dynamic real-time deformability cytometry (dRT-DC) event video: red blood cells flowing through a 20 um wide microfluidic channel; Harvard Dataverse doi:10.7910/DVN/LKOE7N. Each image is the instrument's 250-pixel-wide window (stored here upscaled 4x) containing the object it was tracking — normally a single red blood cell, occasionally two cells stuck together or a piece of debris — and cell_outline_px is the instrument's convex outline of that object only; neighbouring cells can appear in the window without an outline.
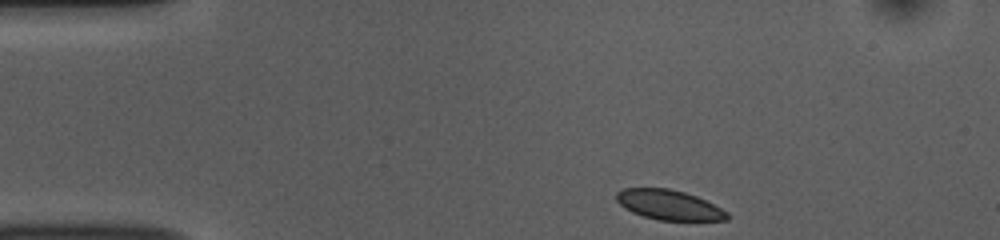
{"species": "common noctule bat (a hibernating species)", "species_latin": "Nyctalus noctula", "temperature_condition": "room temperature", "stored_images_in_passage": 45, "camera_frame_rate_fps": 3000, "um_per_image_px": 0.085, "animal": {"sex": "female", "body_mass_g": 10.0, "forearm_length_mm": 53.1}, "frame": {"image": 1, "passage_image": 1, "time_ms": 0.0, "image_size_px": [1000, 240], "cell_outline_px": [[732, 216], [728, 220], [660, 220], [644, 216], [632, 212], [624, 208], [616, 200], [616, 192], [624, 188], [668, 188], [684, 192], [696, 196], [728, 212]], "centroid_in_image_um": [56.86, 17.41], "position_along_channel_um": 28.1, "area_um2": 19.19}}
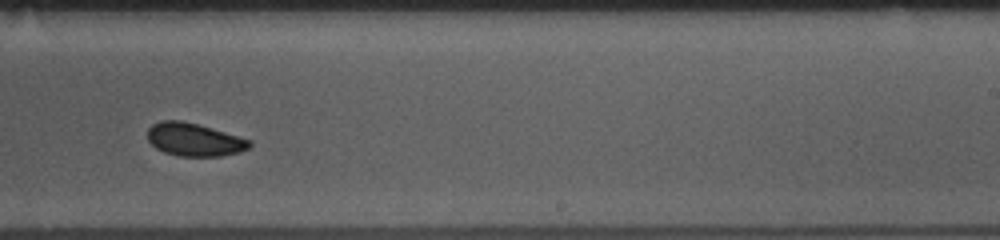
{"frame": {"image": 2, "passage_image": 25, "time_ms": 8.0, "image_size_px": [1000, 240], "cell_outline_px": [[252, 144], [248, 148], [240, 152], [220, 156], [180, 156], [164, 152], [156, 148], [148, 140], [148, 128], [152, 124], [160, 120], [180, 120], [212, 128], [252, 140]], "centroid_in_image_um": [16.51, 11.86], "position_along_channel_um": 272.5, "area_um2": 19.59}}
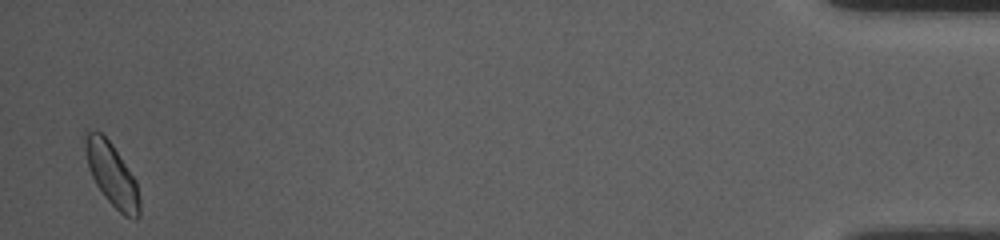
{"frame": {"image": 3, "passage_image": 44, "time_ms": 14.333, "image_size_px": [1000, 240], "cell_outline_px": [[140, 216], [136, 220], [124, 216], [104, 196], [96, 184], [88, 168], [80, 140], [84, 128], [100, 132], [112, 144], [136, 180], [140, 196]], "centroid_in_image_um": [9.45, 14.76], "position_along_channel_um": 425.8, "area_um2": 20.63}}